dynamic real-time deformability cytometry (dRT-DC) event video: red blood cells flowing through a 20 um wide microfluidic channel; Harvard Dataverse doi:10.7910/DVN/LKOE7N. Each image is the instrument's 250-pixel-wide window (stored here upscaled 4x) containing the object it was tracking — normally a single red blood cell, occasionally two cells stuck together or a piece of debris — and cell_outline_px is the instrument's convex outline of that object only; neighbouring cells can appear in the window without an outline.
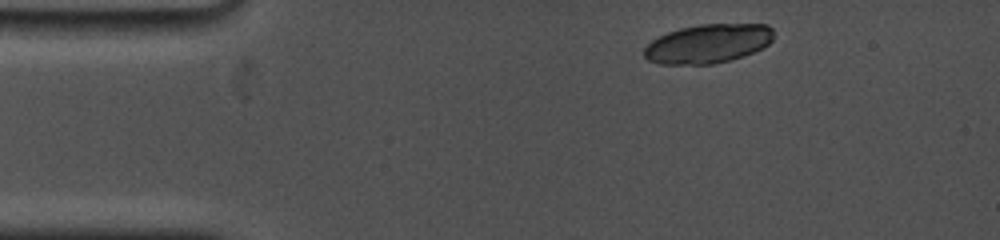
{"species": "common noctule bat (a hibernating species)", "species_latin": "Nyctalus noctula", "temperature_condition": "cold", "stored_images_in_passage": 6, "camera_frame_rate_fps": 5000, "um_per_image_px": 0.085, "animal": {"sex": "female", "body_mass_g": 19.0, "forearm_length_mm": 53.3}, "frame": {"image": 1, "passage_image": 1, "time_ms": 0.0, "image_size_px": [1000, 240], "cell_outline_px": [[772, 40], [768, 44], [744, 56], [712, 64], [660, 64], [648, 60], [644, 56], [644, 48], [652, 40], [668, 32], [680, 28], [700, 24], [768, 24], [772, 28]], "centroid_in_image_um": [60.17, 3.7], "position_along_channel_um": 24.8, "area_um2": 29.25}}